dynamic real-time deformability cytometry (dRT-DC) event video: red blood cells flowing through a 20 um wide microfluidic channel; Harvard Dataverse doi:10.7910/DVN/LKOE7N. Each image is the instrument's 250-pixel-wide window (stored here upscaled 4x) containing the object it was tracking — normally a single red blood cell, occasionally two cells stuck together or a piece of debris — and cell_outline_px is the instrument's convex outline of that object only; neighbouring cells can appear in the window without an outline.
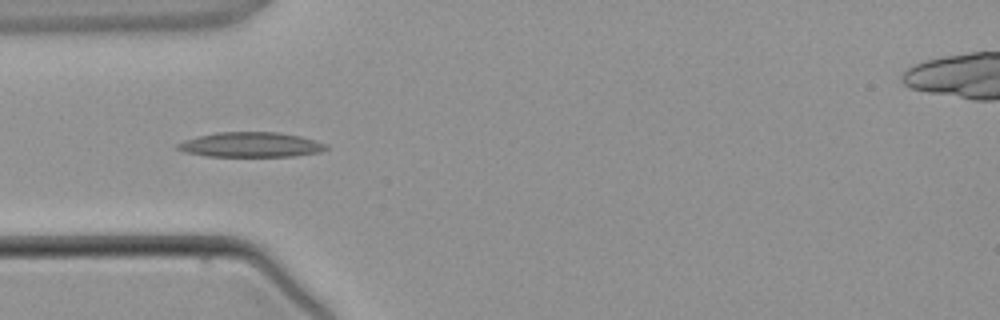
{"species": "common noctule bat (a hibernating species)", "species_latin": "Nyctalus noctula", "temperature_condition": "warm", "stored_images_in_passage": 3, "camera_frame_rate_fps": 3000, "um_per_image_px": 0.085, "animal": {"sex": "male", "body_mass_g": 21.5, "forearm_length_mm": 52.0}, "frame": {"image": 1, "passage_image": 3, "time_ms": 3.0, "image_size_px": [1000, 320], "cell_outline_px": [[328, 148], [320, 152], [292, 156], [204, 156], [184, 152], [176, 148], [176, 144], [184, 140], [216, 132], [280, 132], [300, 136], [328, 144]], "centroid_in_image_um": [21.31, 12.3], "position_along_channel_um": 63.7, "area_um2": 21.56}}